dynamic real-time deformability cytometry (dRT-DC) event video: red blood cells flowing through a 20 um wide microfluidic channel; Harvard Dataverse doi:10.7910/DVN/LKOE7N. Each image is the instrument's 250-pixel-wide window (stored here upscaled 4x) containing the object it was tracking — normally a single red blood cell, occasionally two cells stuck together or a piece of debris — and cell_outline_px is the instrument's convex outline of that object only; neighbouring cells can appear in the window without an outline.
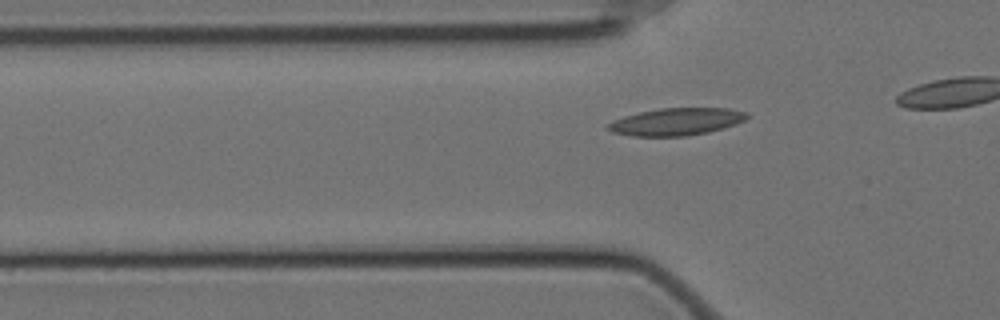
{"species": "Egyptian fruit bat (a non-hibernating species)", "species_latin": "Rousettus aegyptiacus", "temperature_condition": "cold", "stored_images_in_passage": 12, "camera_frame_rate_fps": 3000, "um_per_image_px": 0.085, "animal": {"sex": "female"}, "frame": {"image": 1, "passage_image": 3, "time_ms": 0.667, "image_size_px": [1000, 320], "cell_outline_px": [[748, 116], [744, 120], [736, 124], [708, 132], [688, 136], [632, 136], [612, 132], [604, 128], [612, 120], [624, 116], [640, 112], [660, 108], [728, 108], [748, 112]], "centroid_in_image_um": [57.46, 10.34], "position_along_channel_um": 68.3, "area_um2": 22.2}}
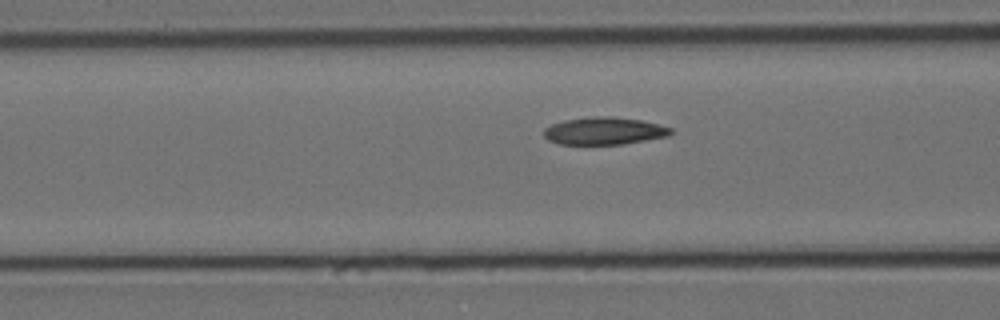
{"frame": {"image": 2, "passage_image": 7, "time_ms": 2.0, "image_size_px": [1000, 320], "cell_outline_px": [[672, 132], [668, 136], [624, 144], [560, 144], [548, 140], [544, 136], [544, 128], [552, 124], [564, 120], [596, 116], [612, 116], [640, 120], [660, 124], [672, 128]], "centroid_in_image_um": [51.36, 11.13], "position_along_channel_um": 115.2, "area_um2": 20.29}}